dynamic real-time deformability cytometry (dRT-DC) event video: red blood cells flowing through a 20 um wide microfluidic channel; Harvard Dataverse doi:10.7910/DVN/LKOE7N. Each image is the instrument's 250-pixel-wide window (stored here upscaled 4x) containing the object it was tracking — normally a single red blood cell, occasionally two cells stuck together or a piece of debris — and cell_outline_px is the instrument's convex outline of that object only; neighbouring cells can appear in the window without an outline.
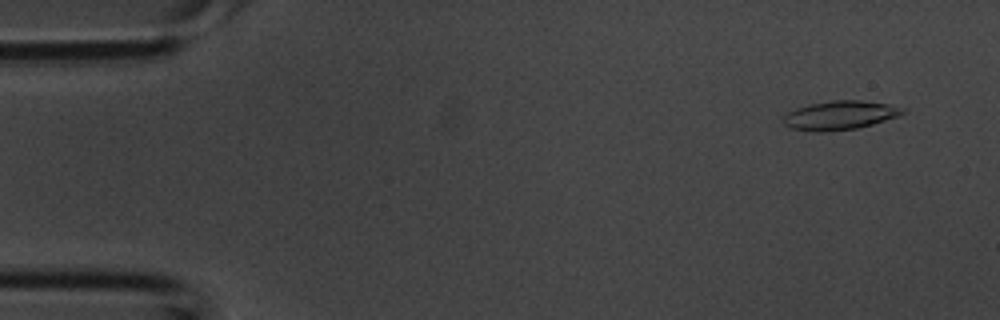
{"species": "common noctule bat (a hibernating species)", "species_latin": "Nyctalus noctula", "temperature_condition": "room temperature", "stored_images_in_passage": 41, "camera_frame_rate_fps": 3000, "um_per_image_px": 0.085, "animal": {"sex": "male", "body_mass_g": 20.1, "forearm_length_mm": 53.5}, "frame": {"image": 1, "passage_image": 3, "time_ms": 0.667, "image_size_px": [1000, 320], "cell_outline_px": [[904, 112], [896, 116], [872, 124], [856, 128], [820, 132], [816, 132], [792, 128], [784, 124], [784, 116], [788, 112], [796, 108], [808, 104], [832, 100], [860, 100], [888, 104], [904, 108]], "centroid_in_image_um": [71.36, 9.79], "position_along_channel_um": 13.6, "area_um2": 19.77}}
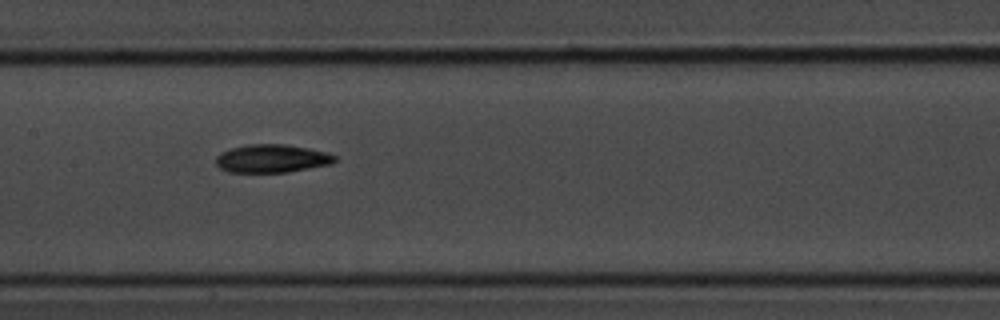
{"frame": {"image": 2, "passage_image": 20, "time_ms": 6.333, "image_size_px": [1000, 320], "cell_outline_px": [[336, 160], [332, 164], [288, 172], [228, 172], [220, 168], [216, 164], [216, 156], [220, 152], [232, 148], [248, 144], [284, 144], [308, 148], [328, 152], [336, 156]], "centroid_in_image_um": [23.12, 13.47], "position_along_channel_um": 184.3, "area_um2": 19.59}}
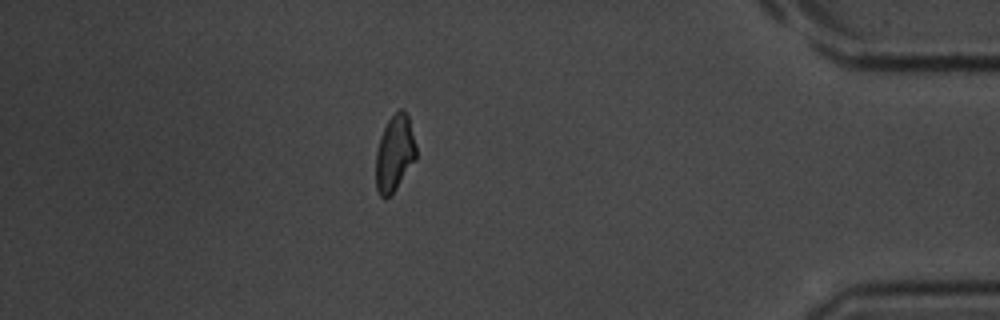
{"frame": {"image": 3, "passage_image": 36, "time_ms": 11.667, "image_size_px": [1000, 320], "cell_outline_px": [[416, 160], [396, 188], [384, 200], [380, 196], [376, 188], [376, 152], [380, 136], [388, 120], [400, 108], [404, 108], [408, 116], [416, 144]], "centroid_in_image_um": [33.54, 13.02], "position_along_channel_um": 401.7, "area_um2": 17.92}}